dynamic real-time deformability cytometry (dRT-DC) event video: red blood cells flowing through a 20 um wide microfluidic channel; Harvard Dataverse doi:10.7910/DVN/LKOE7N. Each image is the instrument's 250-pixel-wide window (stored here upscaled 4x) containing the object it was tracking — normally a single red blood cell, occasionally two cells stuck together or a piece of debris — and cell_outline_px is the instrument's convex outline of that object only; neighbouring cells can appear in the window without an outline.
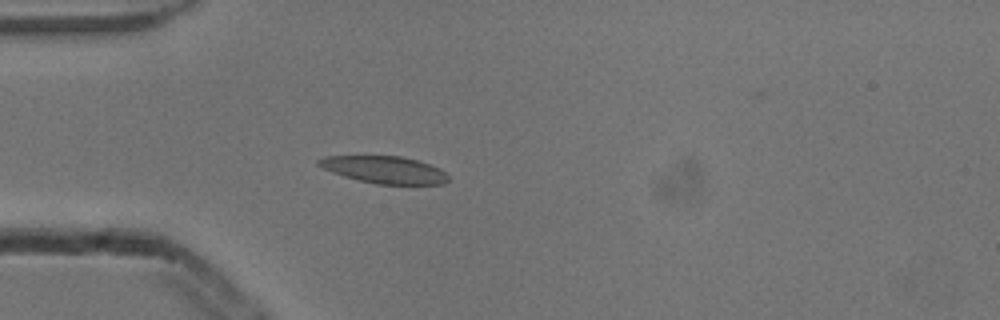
{"species": "common noctule bat (a hibernating species)", "species_latin": "Nyctalus noctula", "temperature_condition": "cold", "stored_images_in_passage": 4, "camera_frame_rate_fps": 3000, "um_per_image_px": 0.085, "animal": {"sex": "male", "body_mass_g": 13.3}, "frame": {"image": 1, "passage_image": 4, "time_ms": 1.0, "image_size_px": [1000, 320], "cell_outline_px": [[448, 180], [444, 184], [376, 184], [344, 176], [332, 172], [316, 164], [316, 160], [324, 156], [400, 156], [416, 160], [440, 168], [448, 176]], "centroid_in_image_um": [32.66, 14.42], "position_along_channel_um": 52.3, "area_um2": 20.35}}